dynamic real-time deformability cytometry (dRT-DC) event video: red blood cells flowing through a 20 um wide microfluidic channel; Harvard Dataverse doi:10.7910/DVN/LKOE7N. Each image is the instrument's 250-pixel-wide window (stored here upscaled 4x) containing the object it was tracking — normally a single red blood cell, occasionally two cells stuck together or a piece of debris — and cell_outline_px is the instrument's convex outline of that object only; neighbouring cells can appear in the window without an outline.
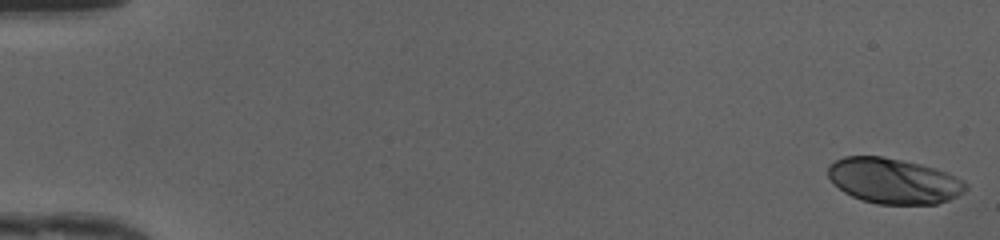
{"species": "human", "species_latin": "Homo sapiens", "temperature_condition": "cold", "stored_images_in_passage": 49, "camera_frame_rate_fps": 3000, "um_per_image_px": 0.085, "donor": {"sex": "female"}, "frame": {"image": 1, "passage_image": 1, "time_ms": 0.0, "image_size_px": [1000, 240], "cell_outline_px": [[968, 188], [964, 192], [948, 200], [936, 204], [876, 204], [860, 200], [844, 192], [828, 176], [828, 164], [844, 156], [880, 156], [920, 164], [936, 168], [948, 172], [964, 180], [968, 184]], "centroid_in_image_um": [75.98, 15.38], "position_along_channel_um": 9.0, "area_um2": 36.53}}
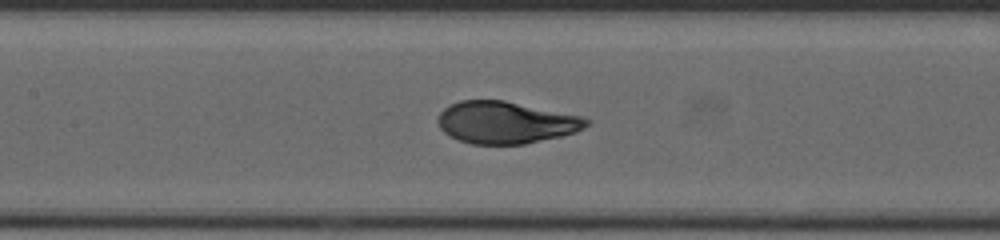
{"frame": {"image": 2, "passage_image": 24, "time_ms": 7.667, "image_size_px": [1000, 240], "cell_outline_px": [[592, 120], [584, 128], [576, 132], [560, 136], [524, 144], [472, 144], [460, 140], [444, 132], [440, 128], [436, 120], [440, 112], [448, 104], [460, 100], [504, 100], [580, 116]], "centroid_in_image_um": [42.96, 10.4], "position_along_channel_um": 164.4, "area_um2": 36.3}}
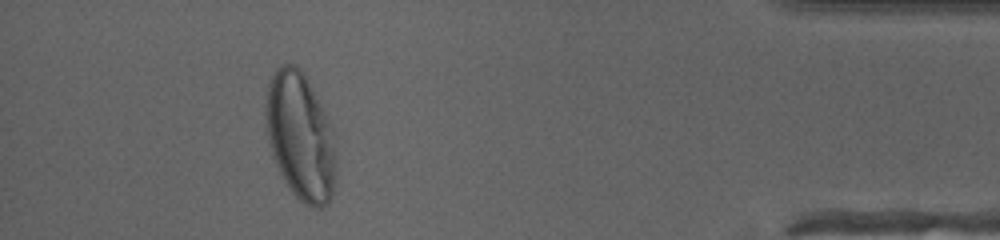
{"frame": {"image": 3, "passage_image": 45, "time_ms": 14.667, "image_size_px": [1000, 240], "cell_outline_px": [[332, 196], [328, 204], [320, 208], [316, 208], [304, 204], [288, 188], [272, 156], [268, 144], [264, 128], [264, 96], [268, 84], [276, 68], [280, 64], [296, 64], [304, 72], [328, 120], [332, 148]], "centroid_in_image_um": [25.41, 11.53], "position_along_channel_um": 409.8, "area_um2": 51.62}, "authors_computed_cell_mechanics": {"area_um2": 36.992, "velocity_mm_per_s": 4.1902, "shape_relaxation_time_tau1_ms": 3.7807, "shape_relaxation_time_tau2_ms": null, "deformation_change_tau1": 0.19, "deformation_change_tau2": null}}